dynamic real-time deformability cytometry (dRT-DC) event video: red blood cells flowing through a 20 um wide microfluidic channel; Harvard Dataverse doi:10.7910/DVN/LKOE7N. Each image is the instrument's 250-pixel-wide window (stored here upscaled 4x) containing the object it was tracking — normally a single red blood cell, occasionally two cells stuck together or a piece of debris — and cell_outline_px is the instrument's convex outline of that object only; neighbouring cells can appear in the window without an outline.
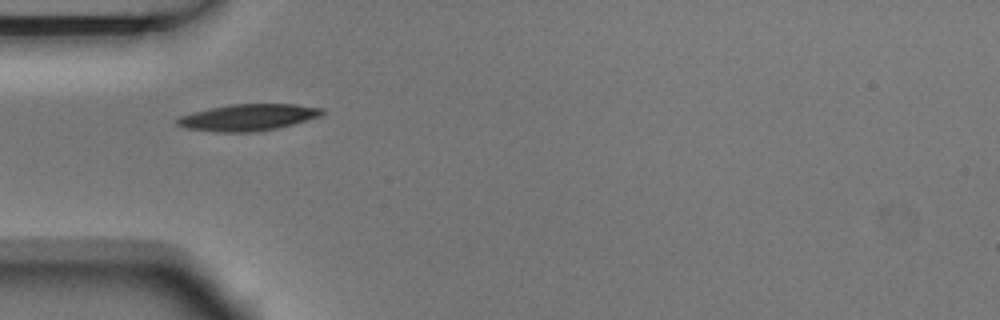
{"species": "Egyptian fruit bat (a non-hibernating species)", "species_latin": "Rousettus aegyptiacus", "temperature_condition": "room temperature", "stored_images_in_passage": 2, "camera_frame_rate_fps": 3000, "um_per_image_px": 0.085, "animal": {"sex": "male"}, "frame": {"image": 1, "passage_image": 1, "time_ms": 0.0, "image_size_px": [1000, 320], "cell_outline_px": [[324, 112], [320, 116], [292, 124], [276, 128], [248, 132], [220, 132], [184, 128], [176, 124], [176, 120], [180, 116], [192, 112], [228, 104], [296, 104], [324, 108]], "centroid_in_image_um": [21.06, 9.97], "position_along_channel_um": 63.9, "area_um2": 22.31}}
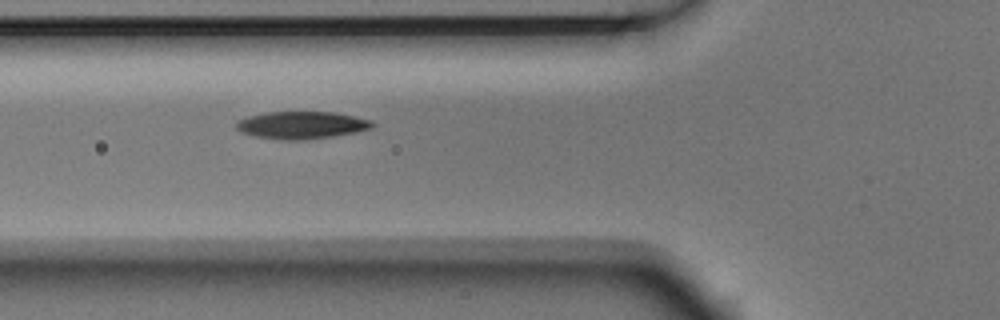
{"frame": {"image": 2, "passage_image": 2, "time_ms": 0.333, "image_size_px": [1000, 320], "cell_outline_px": [[376, 124], [372, 128], [356, 132], [332, 136], [304, 140], [280, 140], [252, 136], [240, 132], [236, 128], [236, 124], [240, 120], [248, 116], [268, 112], [332, 112], [372, 120]], "centroid_in_image_um": [25.63, 10.64], "position_along_channel_um": 100.2, "area_um2": 21.73}}